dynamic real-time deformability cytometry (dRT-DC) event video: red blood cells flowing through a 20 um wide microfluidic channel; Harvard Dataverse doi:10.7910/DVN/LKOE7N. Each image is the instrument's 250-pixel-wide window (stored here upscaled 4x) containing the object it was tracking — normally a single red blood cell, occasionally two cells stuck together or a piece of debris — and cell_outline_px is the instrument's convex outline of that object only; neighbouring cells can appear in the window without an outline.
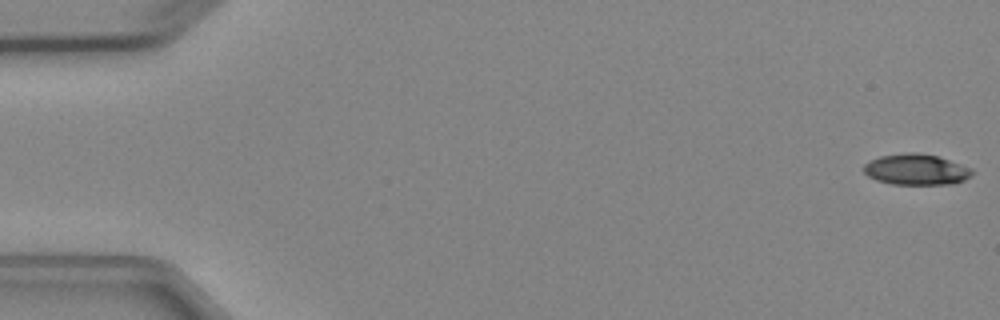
{"species": "Egyptian fruit bat (a non-hibernating species)", "species_latin": "Rousettus aegyptiacus", "temperature_condition": "cold", "stored_images_in_passage": 4, "camera_frame_rate_fps": 3000, "um_per_image_px": 0.085, "animal": {"sex": "female"}, "frame": {"image": 1, "passage_image": 1, "time_ms": 0.0, "image_size_px": [1000, 320], "cell_outline_px": [[972, 176], [964, 180], [952, 184], [892, 184], [876, 180], [868, 176], [864, 172], [864, 164], [868, 160], [880, 156], [908, 152], [916, 152], [936, 156], [972, 168]], "centroid_in_image_um": [77.85, 14.41], "position_along_channel_um": 7.2, "area_um2": 19.48}}
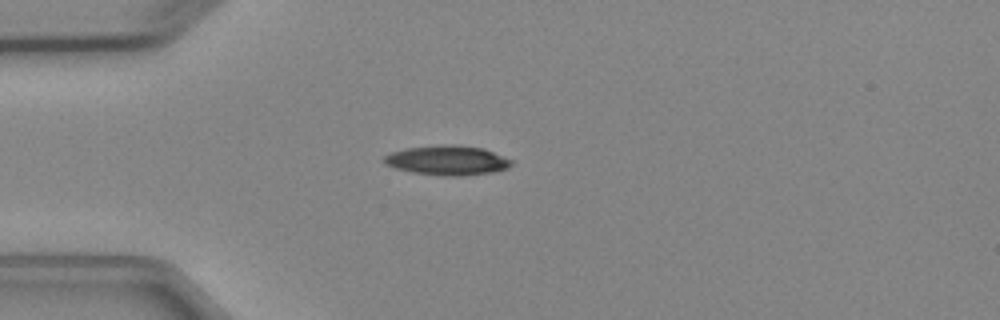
{"frame": {"image": 2, "passage_image": 4, "time_ms": 4.333, "image_size_px": [1000, 320], "cell_outline_px": [[512, 164], [508, 168], [492, 172], [460, 176], [444, 176], [412, 172], [396, 168], [384, 164], [384, 156], [392, 152], [404, 148], [440, 144], [456, 144], [484, 148], [512, 160]], "centroid_in_image_um": [38.02, 13.61], "position_along_channel_um": 47.0, "area_um2": 22.08}}